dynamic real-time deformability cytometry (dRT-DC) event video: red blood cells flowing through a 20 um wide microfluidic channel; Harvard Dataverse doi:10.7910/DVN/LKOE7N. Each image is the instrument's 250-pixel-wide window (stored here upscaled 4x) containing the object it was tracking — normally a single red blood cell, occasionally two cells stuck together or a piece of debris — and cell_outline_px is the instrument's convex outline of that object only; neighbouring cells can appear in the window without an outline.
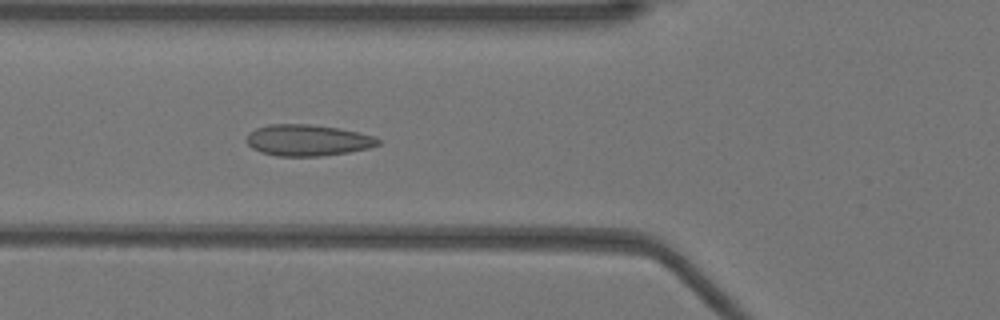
{"species": "Egyptian fruit bat (a non-hibernating species)", "species_latin": "Rousettus aegyptiacus", "temperature_condition": "warm", "stored_images_in_passage": 39, "camera_frame_rate_fps": 3000, "um_per_image_px": 0.085, "animal": {"sex": "female"}, "frame": {"image": 1, "passage_image": 6, "time_ms": 1.667, "image_size_px": [1000, 320], "cell_outline_px": [[380, 144], [368, 148], [348, 152], [320, 156], [276, 156], [260, 152], [252, 148], [248, 144], [248, 132], [256, 128], [268, 124], [308, 124], [340, 128], [360, 132], [376, 136], [380, 140]], "centroid_in_image_um": [26.17, 11.91], "position_along_channel_um": 99.6, "area_um2": 24.1}}
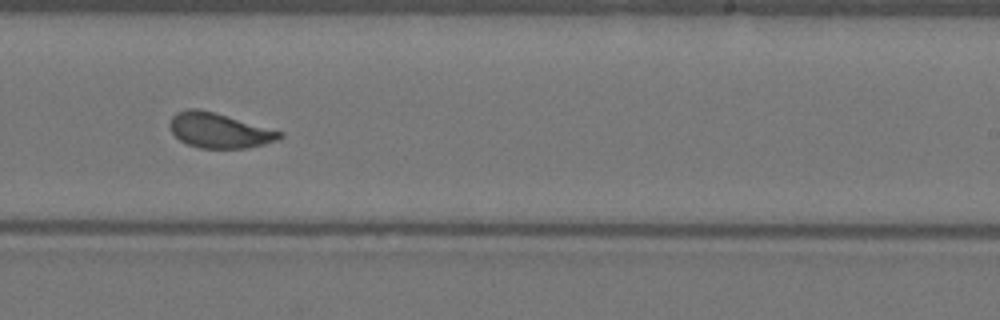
{"frame": {"image": 2, "passage_image": 19, "time_ms": 6.0, "image_size_px": [1000, 320], "cell_outline_px": [[284, 136], [280, 140], [264, 144], [244, 148], [200, 148], [188, 144], [180, 140], [172, 132], [168, 124], [172, 116], [176, 112], [188, 108], [200, 108], [216, 112], [284, 132]], "centroid_in_image_um": [18.65, 11.07], "position_along_channel_um": 270.4, "area_um2": 22.66}}
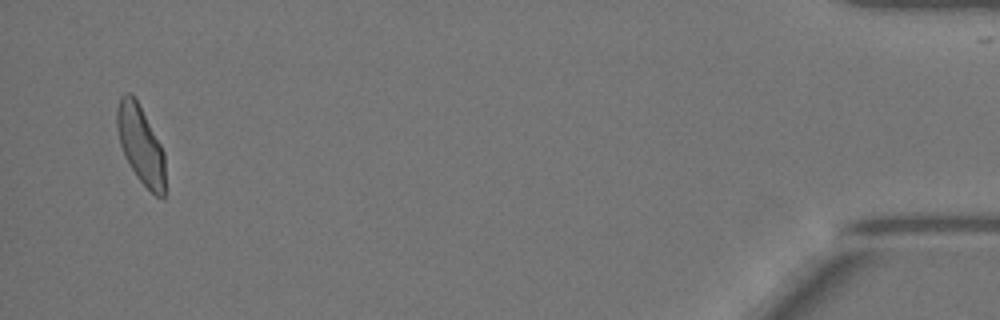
{"frame": {"image": 3, "passage_image": 37, "time_ms": 12.0, "image_size_px": [1000, 320], "cell_outline_px": [[164, 196], [156, 196], [136, 176], [124, 156], [120, 144], [116, 128], [116, 108], [120, 96], [124, 92], [132, 92], [140, 104], [164, 152]], "centroid_in_image_um": [11.91, 12.21], "position_along_channel_um": 423.3, "area_um2": 22.02}, "authors_computed_cell_mechanics": {"area_um2": 22.542, "velocity_mm_per_s": 3.9372, "shape_relaxation_time_tau1_ms": 5.0348, "shape_relaxation_time_tau2_ms": 0.467, "deformation_change_tau1": 0.1575, "deformation_change_tau2": 0.0753}}